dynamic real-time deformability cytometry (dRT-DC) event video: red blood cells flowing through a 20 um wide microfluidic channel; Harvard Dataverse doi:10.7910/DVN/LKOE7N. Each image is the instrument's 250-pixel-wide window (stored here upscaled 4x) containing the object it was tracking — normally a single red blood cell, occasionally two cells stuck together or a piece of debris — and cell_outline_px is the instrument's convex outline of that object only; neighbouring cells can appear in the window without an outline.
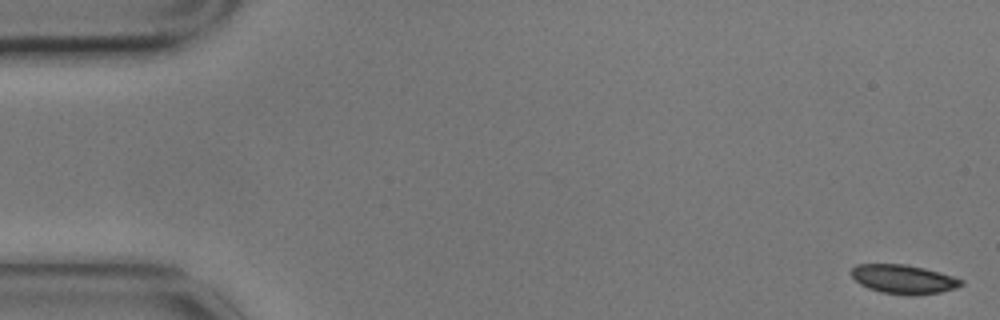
{"species": "common noctule bat (a hibernating species)", "species_latin": "Nyctalus noctula", "temperature_condition": "cold", "stored_images_in_passage": 5, "camera_frame_rate_fps": 3000, "um_per_image_px": 0.085, "animal": {"sex": "male", "body_mass_g": 17.9}, "frame": {"image": 1, "passage_image": 1, "time_ms": 0.0, "image_size_px": [1000, 320], "cell_outline_px": [[964, 284], [956, 288], [940, 292], [916, 296], [908, 296], [880, 292], [868, 288], [860, 284], [852, 276], [852, 268], [856, 264], [904, 264], [924, 268], [940, 272], [964, 280]], "centroid_in_image_um": [76.82, 23.74], "position_along_channel_um": 8.2, "area_um2": 18.73}}
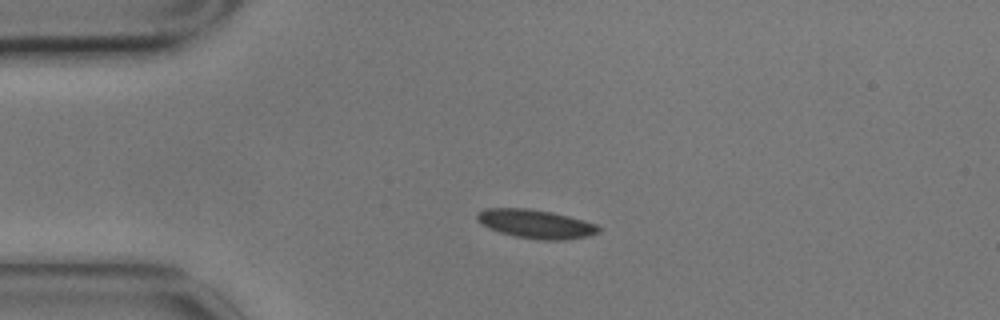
{"frame": {"image": 2, "passage_image": 3, "time_ms": 0.667, "image_size_px": [1000, 320], "cell_outline_px": [[600, 232], [588, 236], [564, 240], [540, 240], [516, 236], [500, 232], [488, 228], [480, 224], [476, 220], [476, 216], [484, 208], [528, 208], [552, 212], [584, 220], [596, 224], [600, 228]], "centroid_in_image_um": [45.53, 19.03], "position_along_channel_um": 39.5, "area_um2": 20.4}}